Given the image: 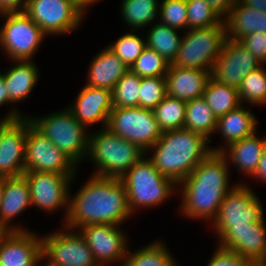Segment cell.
Listing matches in <instances>:
<instances>
[{
  "label": "cell",
  "mask_w": 266,
  "mask_h": 266,
  "mask_svg": "<svg viewBox=\"0 0 266 266\" xmlns=\"http://www.w3.org/2000/svg\"><path fill=\"white\" fill-rule=\"evenodd\" d=\"M77 173L69 188V211L64 226L77 230L90 224L123 226L132 219L127 190L121 179L88 176L79 190L72 194Z\"/></svg>",
  "instance_id": "1"
},
{
  "label": "cell",
  "mask_w": 266,
  "mask_h": 266,
  "mask_svg": "<svg viewBox=\"0 0 266 266\" xmlns=\"http://www.w3.org/2000/svg\"><path fill=\"white\" fill-rule=\"evenodd\" d=\"M231 169L220 152H211L178 184L179 216L209 225L216 217L226 194L238 183H231Z\"/></svg>",
  "instance_id": "2"
},
{
  "label": "cell",
  "mask_w": 266,
  "mask_h": 266,
  "mask_svg": "<svg viewBox=\"0 0 266 266\" xmlns=\"http://www.w3.org/2000/svg\"><path fill=\"white\" fill-rule=\"evenodd\" d=\"M211 152L209 140L195 131L181 128L162 132L146 155L160 174L178 185Z\"/></svg>",
  "instance_id": "3"
},
{
  "label": "cell",
  "mask_w": 266,
  "mask_h": 266,
  "mask_svg": "<svg viewBox=\"0 0 266 266\" xmlns=\"http://www.w3.org/2000/svg\"><path fill=\"white\" fill-rule=\"evenodd\" d=\"M145 155L139 146L107 127L90 130L85 162L94 165L92 175L120 179Z\"/></svg>",
  "instance_id": "4"
},
{
  "label": "cell",
  "mask_w": 266,
  "mask_h": 266,
  "mask_svg": "<svg viewBox=\"0 0 266 266\" xmlns=\"http://www.w3.org/2000/svg\"><path fill=\"white\" fill-rule=\"evenodd\" d=\"M120 179L127 190L128 206L134 217L139 210L157 209L172 197H178V185L160 174L147 155Z\"/></svg>",
  "instance_id": "5"
},
{
  "label": "cell",
  "mask_w": 266,
  "mask_h": 266,
  "mask_svg": "<svg viewBox=\"0 0 266 266\" xmlns=\"http://www.w3.org/2000/svg\"><path fill=\"white\" fill-rule=\"evenodd\" d=\"M32 124L78 167L84 163L90 130L81 124L67 106L46 115L28 114Z\"/></svg>",
  "instance_id": "6"
},
{
  "label": "cell",
  "mask_w": 266,
  "mask_h": 266,
  "mask_svg": "<svg viewBox=\"0 0 266 266\" xmlns=\"http://www.w3.org/2000/svg\"><path fill=\"white\" fill-rule=\"evenodd\" d=\"M0 18V53L9 61H34L48 36L24 11L3 12Z\"/></svg>",
  "instance_id": "7"
},
{
  "label": "cell",
  "mask_w": 266,
  "mask_h": 266,
  "mask_svg": "<svg viewBox=\"0 0 266 266\" xmlns=\"http://www.w3.org/2000/svg\"><path fill=\"white\" fill-rule=\"evenodd\" d=\"M262 201L249 182L236 184L224 197L208 230L218 239L228 228L250 227L265 219Z\"/></svg>",
  "instance_id": "8"
},
{
  "label": "cell",
  "mask_w": 266,
  "mask_h": 266,
  "mask_svg": "<svg viewBox=\"0 0 266 266\" xmlns=\"http://www.w3.org/2000/svg\"><path fill=\"white\" fill-rule=\"evenodd\" d=\"M226 39L224 20L208 28L186 30L177 56L171 63L181 68L212 71Z\"/></svg>",
  "instance_id": "9"
},
{
  "label": "cell",
  "mask_w": 266,
  "mask_h": 266,
  "mask_svg": "<svg viewBox=\"0 0 266 266\" xmlns=\"http://www.w3.org/2000/svg\"><path fill=\"white\" fill-rule=\"evenodd\" d=\"M60 227L41 235V257L51 266H98L80 232Z\"/></svg>",
  "instance_id": "10"
},
{
  "label": "cell",
  "mask_w": 266,
  "mask_h": 266,
  "mask_svg": "<svg viewBox=\"0 0 266 266\" xmlns=\"http://www.w3.org/2000/svg\"><path fill=\"white\" fill-rule=\"evenodd\" d=\"M24 12L48 36L75 33L86 15L71 0H27Z\"/></svg>",
  "instance_id": "11"
},
{
  "label": "cell",
  "mask_w": 266,
  "mask_h": 266,
  "mask_svg": "<svg viewBox=\"0 0 266 266\" xmlns=\"http://www.w3.org/2000/svg\"><path fill=\"white\" fill-rule=\"evenodd\" d=\"M76 174H57L53 172H24L28 182L33 208L48 215L61 213V224L67 219L69 211V188Z\"/></svg>",
  "instance_id": "12"
},
{
  "label": "cell",
  "mask_w": 266,
  "mask_h": 266,
  "mask_svg": "<svg viewBox=\"0 0 266 266\" xmlns=\"http://www.w3.org/2000/svg\"><path fill=\"white\" fill-rule=\"evenodd\" d=\"M111 132L147 152L160 138L154 111L139 106L113 108L106 126Z\"/></svg>",
  "instance_id": "13"
},
{
  "label": "cell",
  "mask_w": 266,
  "mask_h": 266,
  "mask_svg": "<svg viewBox=\"0 0 266 266\" xmlns=\"http://www.w3.org/2000/svg\"><path fill=\"white\" fill-rule=\"evenodd\" d=\"M79 167L58 149L27 116L25 172L77 174Z\"/></svg>",
  "instance_id": "14"
},
{
  "label": "cell",
  "mask_w": 266,
  "mask_h": 266,
  "mask_svg": "<svg viewBox=\"0 0 266 266\" xmlns=\"http://www.w3.org/2000/svg\"><path fill=\"white\" fill-rule=\"evenodd\" d=\"M85 239L98 264L122 263L130 239L127 229L111 224H90L77 229Z\"/></svg>",
  "instance_id": "15"
},
{
  "label": "cell",
  "mask_w": 266,
  "mask_h": 266,
  "mask_svg": "<svg viewBox=\"0 0 266 266\" xmlns=\"http://www.w3.org/2000/svg\"><path fill=\"white\" fill-rule=\"evenodd\" d=\"M27 116L0 120V177H18L25 172Z\"/></svg>",
  "instance_id": "16"
},
{
  "label": "cell",
  "mask_w": 266,
  "mask_h": 266,
  "mask_svg": "<svg viewBox=\"0 0 266 266\" xmlns=\"http://www.w3.org/2000/svg\"><path fill=\"white\" fill-rule=\"evenodd\" d=\"M10 62L12 65L10 64L6 69L3 68V72L0 70V73L4 76L10 105L5 115L2 116L1 114L0 120H13L28 116L26 112L20 111L16 105L29 100L28 98L31 97L40 81L39 79L42 77L40 76V67H37L35 60H12Z\"/></svg>",
  "instance_id": "17"
},
{
  "label": "cell",
  "mask_w": 266,
  "mask_h": 266,
  "mask_svg": "<svg viewBox=\"0 0 266 266\" xmlns=\"http://www.w3.org/2000/svg\"><path fill=\"white\" fill-rule=\"evenodd\" d=\"M260 66L261 63L240 41L226 38L211 77L217 82L238 88L244 77Z\"/></svg>",
  "instance_id": "18"
},
{
  "label": "cell",
  "mask_w": 266,
  "mask_h": 266,
  "mask_svg": "<svg viewBox=\"0 0 266 266\" xmlns=\"http://www.w3.org/2000/svg\"><path fill=\"white\" fill-rule=\"evenodd\" d=\"M67 108L73 113L74 117L89 130L92 126L105 128L108 123L109 114L113 109L112 91L100 89L83 84ZM91 126V127H90Z\"/></svg>",
  "instance_id": "19"
},
{
  "label": "cell",
  "mask_w": 266,
  "mask_h": 266,
  "mask_svg": "<svg viewBox=\"0 0 266 266\" xmlns=\"http://www.w3.org/2000/svg\"><path fill=\"white\" fill-rule=\"evenodd\" d=\"M41 258L37 231H4L0 236V266H34Z\"/></svg>",
  "instance_id": "20"
},
{
  "label": "cell",
  "mask_w": 266,
  "mask_h": 266,
  "mask_svg": "<svg viewBox=\"0 0 266 266\" xmlns=\"http://www.w3.org/2000/svg\"><path fill=\"white\" fill-rule=\"evenodd\" d=\"M30 207L32 208L30 189L25 177L22 175L4 178L3 195L0 205V228L3 231L32 230V228L29 229L19 221L18 224L15 222Z\"/></svg>",
  "instance_id": "21"
},
{
  "label": "cell",
  "mask_w": 266,
  "mask_h": 266,
  "mask_svg": "<svg viewBox=\"0 0 266 266\" xmlns=\"http://www.w3.org/2000/svg\"><path fill=\"white\" fill-rule=\"evenodd\" d=\"M217 245L235 251L250 260H266V218L253 222L250 227L228 228L218 239Z\"/></svg>",
  "instance_id": "22"
},
{
  "label": "cell",
  "mask_w": 266,
  "mask_h": 266,
  "mask_svg": "<svg viewBox=\"0 0 266 266\" xmlns=\"http://www.w3.org/2000/svg\"><path fill=\"white\" fill-rule=\"evenodd\" d=\"M252 108V106L242 104L217 118L214 135L219 134L224 141L222 143L217 142L216 146H210L212 152H221L229 144L251 136L259 129L258 119Z\"/></svg>",
  "instance_id": "23"
},
{
  "label": "cell",
  "mask_w": 266,
  "mask_h": 266,
  "mask_svg": "<svg viewBox=\"0 0 266 266\" xmlns=\"http://www.w3.org/2000/svg\"><path fill=\"white\" fill-rule=\"evenodd\" d=\"M265 147L266 135H258L257 130L251 136L229 144L220 153L227 160L230 169L235 168L237 173L250 178L257 169Z\"/></svg>",
  "instance_id": "24"
},
{
  "label": "cell",
  "mask_w": 266,
  "mask_h": 266,
  "mask_svg": "<svg viewBox=\"0 0 266 266\" xmlns=\"http://www.w3.org/2000/svg\"><path fill=\"white\" fill-rule=\"evenodd\" d=\"M211 78V71L181 68L169 64L166 82L167 95L184 101L201 98Z\"/></svg>",
  "instance_id": "25"
},
{
  "label": "cell",
  "mask_w": 266,
  "mask_h": 266,
  "mask_svg": "<svg viewBox=\"0 0 266 266\" xmlns=\"http://www.w3.org/2000/svg\"><path fill=\"white\" fill-rule=\"evenodd\" d=\"M86 85L113 90L129 67L107 46H104L88 64Z\"/></svg>",
  "instance_id": "26"
},
{
  "label": "cell",
  "mask_w": 266,
  "mask_h": 266,
  "mask_svg": "<svg viewBox=\"0 0 266 266\" xmlns=\"http://www.w3.org/2000/svg\"><path fill=\"white\" fill-rule=\"evenodd\" d=\"M226 27V38L239 41L244 36L255 33H266V12L242 5L238 0L223 19Z\"/></svg>",
  "instance_id": "27"
},
{
  "label": "cell",
  "mask_w": 266,
  "mask_h": 266,
  "mask_svg": "<svg viewBox=\"0 0 266 266\" xmlns=\"http://www.w3.org/2000/svg\"><path fill=\"white\" fill-rule=\"evenodd\" d=\"M130 249L123 261L125 266H181L162 238L151 240L139 249Z\"/></svg>",
  "instance_id": "28"
},
{
  "label": "cell",
  "mask_w": 266,
  "mask_h": 266,
  "mask_svg": "<svg viewBox=\"0 0 266 266\" xmlns=\"http://www.w3.org/2000/svg\"><path fill=\"white\" fill-rule=\"evenodd\" d=\"M120 18L128 30L143 31L158 22L159 0H121Z\"/></svg>",
  "instance_id": "29"
},
{
  "label": "cell",
  "mask_w": 266,
  "mask_h": 266,
  "mask_svg": "<svg viewBox=\"0 0 266 266\" xmlns=\"http://www.w3.org/2000/svg\"><path fill=\"white\" fill-rule=\"evenodd\" d=\"M144 31L146 46L154 49L169 64L172 63L177 56V52L183 38L182 34L184 32L179 29L166 26L159 21L153 23Z\"/></svg>",
  "instance_id": "30"
},
{
  "label": "cell",
  "mask_w": 266,
  "mask_h": 266,
  "mask_svg": "<svg viewBox=\"0 0 266 266\" xmlns=\"http://www.w3.org/2000/svg\"><path fill=\"white\" fill-rule=\"evenodd\" d=\"M216 124L217 118L203 97L186 102L184 128L204 136L210 146L215 137Z\"/></svg>",
  "instance_id": "31"
},
{
  "label": "cell",
  "mask_w": 266,
  "mask_h": 266,
  "mask_svg": "<svg viewBox=\"0 0 266 266\" xmlns=\"http://www.w3.org/2000/svg\"><path fill=\"white\" fill-rule=\"evenodd\" d=\"M202 97L216 118L242 105L239 99L238 88L217 82L212 77L209 79Z\"/></svg>",
  "instance_id": "32"
},
{
  "label": "cell",
  "mask_w": 266,
  "mask_h": 266,
  "mask_svg": "<svg viewBox=\"0 0 266 266\" xmlns=\"http://www.w3.org/2000/svg\"><path fill=\"white\" fill-rule=\"evenodd\" d=\"M238 94L241 104L255 108L266 106V65H261L244 77Z\"/></svg>",
  "instance_id": "33"
},
{
  "label": "cell",
  "mask_w": 266,
  "mask_h": 266,
  "mask_svg": "<svg viewBox=\"0 0 266 266\" xmlns=\"http://www.w3.org/2000/svg\"><path fill=\"white\" fill-rule=\"evenodd\" d=\"M153 111L162 132L184 128L186 101L166 95Z\"/></svg>",
  "instance_id": "34"
},
{
  "label": "cell",
  "mask_w": 266,
  "mask_h": 266,
  "mask_svg": "<svg viewBox=\"0 0 266 266\" xmlns=\"http://www.w3.org/2000/svg\"><path fill=\"white\" fill-rule=\"evenodd\" d=\"M140 32L144 33V31H125L122 35L116 38L115 41H112L107 45V47L113 51L129 67V69L146 47V38L143 37L144 34Z\"/></svg>",
  "instance_id": "35"
},
{
  "label": "cell",
  "mask_w": 266,
  "mask_h": 266,
  "mask_svg": "<svg viewBox=\"0 0 266 266\" xmlns=\"http://www.w3.org/2000/svg\"><path fill=\"white\" fill-rule=\"evenodd\" d=\"M141 77L128 70L112 90L113 108L139 106Z\"/></svg>",
  "instance_id": "36"
},
{
  "label": "cell",
  "mask_w": 266,
  "mask_h": 266,
  "mask_svg": "<svg viewBox=\"0 0 266 266\" xmlns=\"http://www.w3.org/2000/svg\"><path fill=\"white\" fill-rule=\"evenodd\" d=\"M187 30L219 25L223 18L215 12L206 0H186Z\"/></svg>",
  "instance_id": "37"
},
{
  "label": "cell",
  "mask_w": 266,
  "mask_h": 266,
  "mask_svg": "<svg viewBox=\"0 0 266 266\" xmlns=\"http://www.w3.org/2000/svg\"><path fill=\"white\" fill-rule=\"evenodd\" d=\"M169 63L154 49L146 46L130 70L139 77H166Z\"/></svg>",
  "instance_id": "38"
},
{
  "label": "cell",
  "mask_w": 266,
  "mask_h": 266,
  "mask_svg": "<svg viewBox=\"0 0 266 266\" xmlns=\"http://www.w3.org/2000/svg\"><path fill=\"white\" fill-rule=\"evenodd\" d=\"M139 107L153 110L167 95L166 77H141Z\"/></svg>",
  "instance_id": "39"
},
{
  "label": "cell",
  "mask_w": 266,
  "mask_h": 266,
  "mask_svg": "<svg viewBox=\"0 0 266 266\" xmlns=\"http://www.w3.org/2000/svg\"><path fill=\"white\" fill-rule=\"evenodd\" d=\"M186 0H160L158 21L166 26L187 30Z\"/></svg>",
  "instance_id": "40"
},
{
  "label": "cell",
  "mask_w": 266,
  "mask_h": 266,
  "mask_svg": "<svg viewBox=\"0 0 266 266\" xmlns=\"http://www.w3.org/2000/svg\"><path fill=\"white\" fill-rule=\"evenodd\" d=\"M248 260L235 251L223 248L216 244L206 266H247Z\"/></svg>",
  "instance_id": "41"
},
{
  "label": "cell",
  "mask_w": 266,
  "mask_h": 266,
  "mask_svg": "<svg viewBox=\"0 0 266 266\" xmlns=\"http://www.w3.org/2000/svg\"><path fill=\"white\" fill-rule=\"evenodd\" d=\"M240 43L261 63L266 65V33H250L241 38Z\"/></svg>",
  "instance_id": "42"
},
{
  "label": "cell",
  "mask_w": 266,
  "mask_h": 266,
  "mask_svg": "<svg viewBox=\"0 0 266 266\" xmlns=\"http://www.w3.org/2000/svg\"><path fill=\"white\" fill-rule=\"evenodd\" d=\"M212 9L217 12L223 19L229 14L230 9L237 0H206Z\"/></svg>",
  "instance_id": "43"
},
{
  "label": "cell",
  "mask_w": 266,
  "mask_h": 266,
  "mask_svg": "<svg viewBox=\"0 0 266 266\" xmlns=\"http://www.w3.org/2000/svg\"><path fill=\"white\" fill-rule=\"evenodd\" d=\"M27 0H0V13L24 11Z\"/></svg>",
  "instance_id": "44"
},
{
  "label": "cell",
  "mask_w": 266,
  "mask_h": 266,
  "mask_svg": "<svg viewBox=\"0 0 266 266\" xmlns=\"http://www.w3.org/2000/svg\"><path fill=\"white\" fill-rule=\"evenodd\" d=\"M250 178L253 180L255 179V182L266 184V147L263 151L255 173Z\"/></svg>",
  "instance_id": "45"
},
{
  "label": "cell",
  "mask_w": 266,
  "mask_h": 266,
  "mask_svg": "<svg viewBox=\"0 0 266 266\" xmlns=\"http://www.w3.org/2000/svg\"><path fill=\"white\" fill-rule=\"evenodd\" d=\"M86 16L90 8H93L96 3L98 4L102 0H71Z\"/></svg>",
  "instance_id": "46"
},
{
  "label": "cell",
  "mask_w": 266,
  "mask_h": 266,
  "mask_svg": "<svg viewBox=\"0 0 266 266\" xmlns=\"http://www.w3.org/2000/svg\"><path fill=\"white\" fill-rule=\"evenodd\" d=\"M9 106V94L6 88L4 76L0 73V108Z\"/></svg>",
  "instance_id": "47"
},
{
  "label": "cell",
  "mask_w": 266,
  "mask_h": 266,
  "mask_svg": "<svg viewBox=\"0 0 266 266\" xmlns=\"http://www.w3.org/2000/svg\"><path fill=\"white\" fill-rule=\"evenodd\" d=\"M242 5L266 12V0H238Z\"/></svg>",
  "instance_id": "48"
},
{
  "label": "cell",
  "mask_w": 266,
  "mask_h": 266,
  "mask_svg": "<svg viewBox=\"0 0 266 266\" xmlns=\"http://www.w3.org/2000/svg\"><path fill=\"white\" fill-rule=\"evenodd\" d=\"M247 266H266V260H250Z\"/></svg>",
  "instance_id": "49"
},
{
  "label": "cell",
  "mask_w": 266,
  "mask_h": 266,
  "mask_svg": "<svg viewBox=\"0 0 266 266\" xmlns=\"http://www.w3.org/2000/svg\"><path fill=\"white\" fill-rule=\"evenodd\" d=\"M3 187H4V177H0V205L2 201Z\"/></svg>",
  "instance_id": "50"
},
{
  "label": "cell",
  "mask_w": 266,
  "mask_h": 266,
  "mask_svg": "<svg viewBox=\"0 0 266 266\" xmlns=\"http://www.w3.org/2000/svg\"><path fill=\"white\" fill-rule=\"evenodd\" d=\"M34 266H51L43 258H41Z\"/></svg>",
  "instance_id": "51"
},
{
  "label": "cell",
  "mask_w": 266,
  "mask_h": 266,
  "mask_svg": "<svg viewBox=\"0 0 266 266\" xmlns=\"http://www.w3.org/2000/svg\"><path fill=\"white\" fill-rule=\"evenodd\" d=\"M98 266H125L124 263H118V264H99Z\"/></svg>",
  "instance_id": "52"
},
{
  "label": "cell",
  "mask_w": 266,
  "mask_h": 266,
  "mask_svg": "<svg viewBox=\"0 0 266 266\" xmlns=\"http://www.w3.org/2000/svg\"><path fill=\"white\" fill-rule=\"evenodd\" d=\"M3 232H4V231L0 228V236L2 235Z\"/></svg>",
  "instance_id": "53"
}]
</instances>
